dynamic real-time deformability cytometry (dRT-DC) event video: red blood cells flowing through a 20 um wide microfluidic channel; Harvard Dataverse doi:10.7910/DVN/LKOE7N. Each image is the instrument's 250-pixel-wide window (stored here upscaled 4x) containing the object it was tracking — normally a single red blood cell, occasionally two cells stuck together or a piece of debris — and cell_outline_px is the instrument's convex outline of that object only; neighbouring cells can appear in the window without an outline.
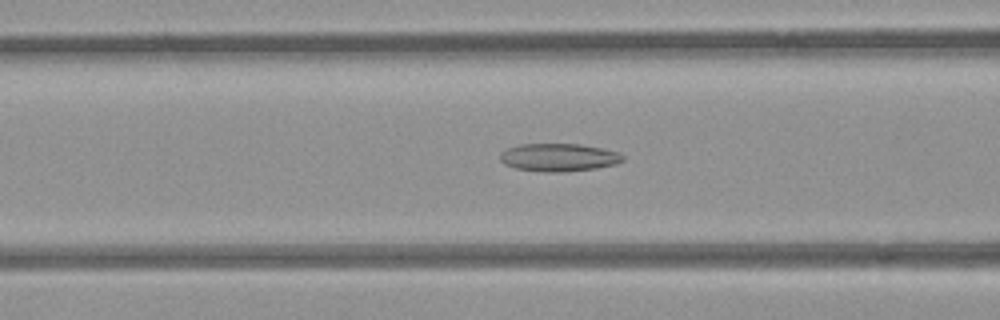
{"species": "common noctule bat (a hibernating species)", "species_latin": "Nyctalus noctula", "temperature_condition": "room temperature", "stored_images_in_passage": 37, "camera_frame_rate_fps": 3000, "um_per_image_px": 0.085, "animal": {"sex": "female", "body_mass_g": 21.9}, "frame": {"image": 1, "passage_image": 10, "time_ms": 3.0, "image_size_px": [1000, 320], "cell_outline_px": [[624, 160], [616, 164], [596, 168], [564, 172], [544, 172], [516, 168], [504, 164], [500, 160], [500, 152], [508, 148], [520, 144], [580, 144], [620, 152], [624, 156]], "centroid_in_image_um": [47.5, 13.38], "position_along_channel_um": 119.1, "area_um2": 20.0}}
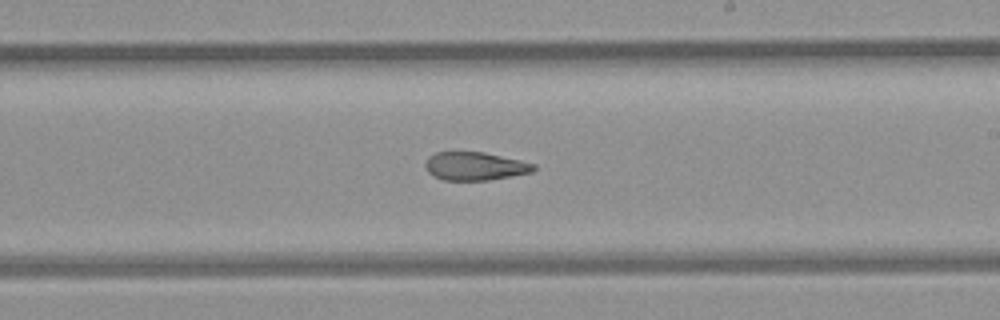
{"frame": {"image": 2, "passage_image": 20, "time_ms": 6.333, "image_size_px": [1000, 320], "cell_outline_px": [[536, 168], [532, 172], [488, 180], [444, 180], [432, 176], [428, 172], [424, 164], [428, 156], [436, 152], [484, 152], [520, 160], [536, 164]], "centroid_in_image_um": [40.35, 14.12], "position_along_channel_um": 248.7, "area_um2": 17.86}}
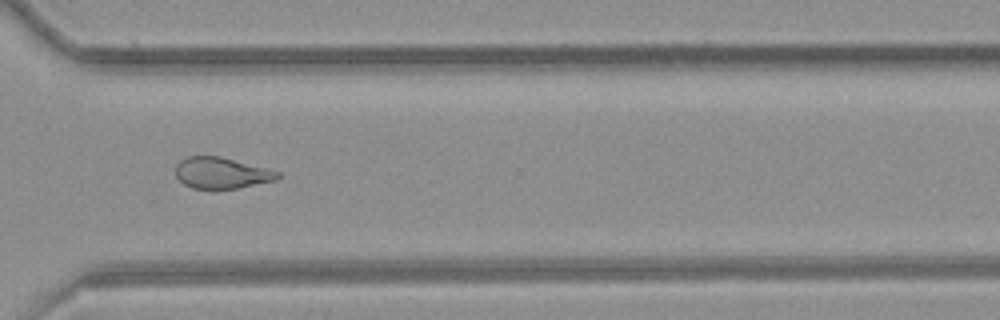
{"frame": {"image": 3, "passage_image": 28, "time_ms": 9.0, "image_size_px": [1000, 320], "cell_outline_px": [[280, 176], [276, 180], [236, 188], [192, 188], [184, 184], [176, 176], [176, 164], [180, 160], [188, 156], [220, 156], [280, 172]], "centroid_in_image_um": [18.8, 14.69], "position_along_channel_um": 351.8, "area_um2": 18.26}, "authors_computed_cell_mechanics": {"area_um2": 19.4786, "velocity_mm_per_s": 3.8777, "shape_relaxation_time_tau1_ms": null, "shape_relaxation_time_tau2_ms": 2.2277, "deformation_change_tau1": null, "deformation_change_tau2": 0.0976}}